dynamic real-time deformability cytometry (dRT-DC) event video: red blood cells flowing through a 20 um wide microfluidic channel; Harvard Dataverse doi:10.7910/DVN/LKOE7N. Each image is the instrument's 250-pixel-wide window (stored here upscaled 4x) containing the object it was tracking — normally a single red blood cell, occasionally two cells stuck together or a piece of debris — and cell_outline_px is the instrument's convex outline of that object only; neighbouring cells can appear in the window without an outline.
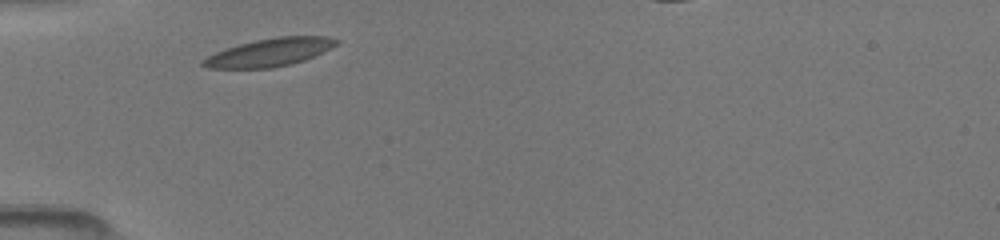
{"species": "common noctule bat (a hibernating species)", "species_latin": "Nyctalus noctula", "temperature_condition": "room temperature", "stored_images_in_passage": 2, "camera_frame_rate_fps": 3000, "um_per_image_px": 0.085, "animal": {"sex": "female", "body_mass_g": 19.5, "forearm_length_mm": 54.1}, "frame": {"image": 1, "passage_image": 1, "time_ms": 0.0, "image_size_px": [1000, 240], "cell_outline_px": [[340, 40], [332, 48], [304, 60], [292, 64], [272, 68], [208, 68], [200, 64], [200, 60], [216, 52], [240, 44], [256, 40], [280, 36], [328, 36]], "centroid_in_image_um": [22.94, 4.45], "position_along_channel_um": 62.1, "area_um2": 21.62}}
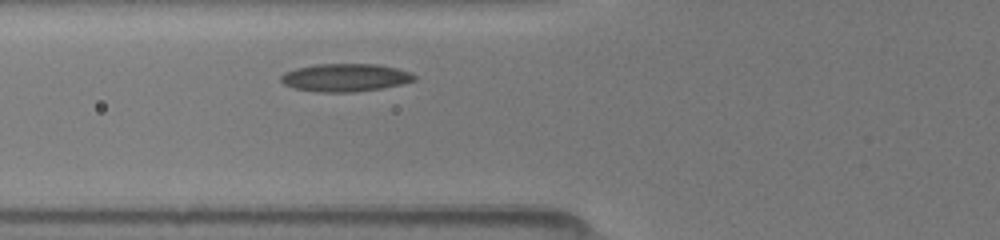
{"frame": {"image": 2, "passage_image": 2, "time_ms": 1.0, "image_size_px": [1000, 240], "cell_outline_px": [[416, 80], [400, 84], [380, 88], [352, 92], [320, 92], [292, 88], [284, 84], [280, 80], [280, 76], [284, 72], [296, 68], [316, 64], [376, 64], [396, 68], [412, 72], [416, 76]], "centroid_in_image_um": [29.32, 6.59], "position_along_channel_um": 96.5, "area_um2": 21.68}}